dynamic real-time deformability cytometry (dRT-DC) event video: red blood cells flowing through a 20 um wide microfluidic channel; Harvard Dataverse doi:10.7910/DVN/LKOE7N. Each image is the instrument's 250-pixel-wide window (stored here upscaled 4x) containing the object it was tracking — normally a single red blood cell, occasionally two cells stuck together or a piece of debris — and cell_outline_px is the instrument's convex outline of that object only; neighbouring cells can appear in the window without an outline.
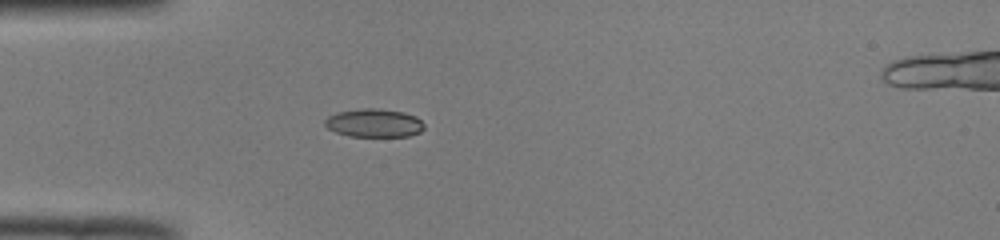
{"species": "common noctule bat (a hibernating species)", "species_latin": "Nyctalus noctula", "temperature_condition": "room temperature", "stored_images_in_passage": 43, "camera_frame_rate_fps": 3000, "um_per_image_px": 0.085, "animal": {"sex": "male", "body_mass_g": 19.0, "forearm_length_mm": 50.8}, "frame": {"image": 1, "passage_image": 7, "time_ms": 2.0, "image_size_px": [1000, 240], "cell_outline_px": [[424, 128], [420, 132], [408, 136], [348, 136], [336, 132], [328, 128], [324, 124], [324, 120], [328, 116], [336, 112], [364, 108], [376, 108], [404, 112], [416, 116], [424, 124]], "centroid_in_image_um": [31.79, 10.45], "position_along_channel_um": 53.2, "area_um2": 16.42}}
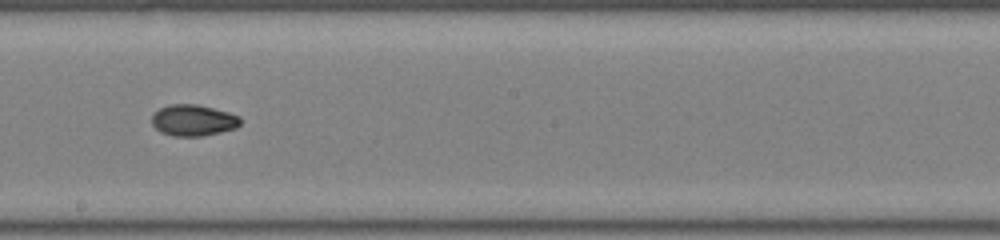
{"frame": {"image": 2, "passage_image": 21, "time_ms": 6.667, "image_size_px": [1000, 240], "cell_outline_px": [[240, 124], [236, 128], [204, 136], [172, 136], [160, 132], [152, 124], [152, 116], [160, 108], [172, 104], [196, 104], [228, 112], [240, 116]], "centroid_in_image_um": [16.43, 10.23], "position_along_channel_um": 231.8, "area_um2": 16.07}}
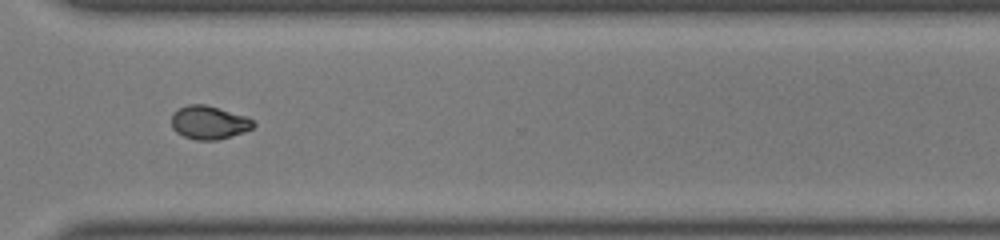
{"frame": {"image": 3, "passage_image": 30, "time_ms": 9.667, "image_size_px": [1000, 240], "cell_outline_px": [[256, 124], [252, 128], [244, 132], [216, 140], [196, 140], [184, 136], [176, 132], [172, 128], [172, 112], [188, 104], [204, 104], [244, 116], [252, 120]], "centroid_in_image_um": [17.73, 10.42], "position_along_channel_um": 352.9, "area_um2": 15.72}, "authors_computed_cell_mechanics": {"area_um2": 16.0106, "velocity_mm_per_s": 4.0151, "shape_relaxation_time_tau1_ms": 9.6173, "shape_relaxation_time_tau2_ms": 4.2357, "deformation_change_tau1": 0.2005, "deformation_change_tau2": 0.0704}}